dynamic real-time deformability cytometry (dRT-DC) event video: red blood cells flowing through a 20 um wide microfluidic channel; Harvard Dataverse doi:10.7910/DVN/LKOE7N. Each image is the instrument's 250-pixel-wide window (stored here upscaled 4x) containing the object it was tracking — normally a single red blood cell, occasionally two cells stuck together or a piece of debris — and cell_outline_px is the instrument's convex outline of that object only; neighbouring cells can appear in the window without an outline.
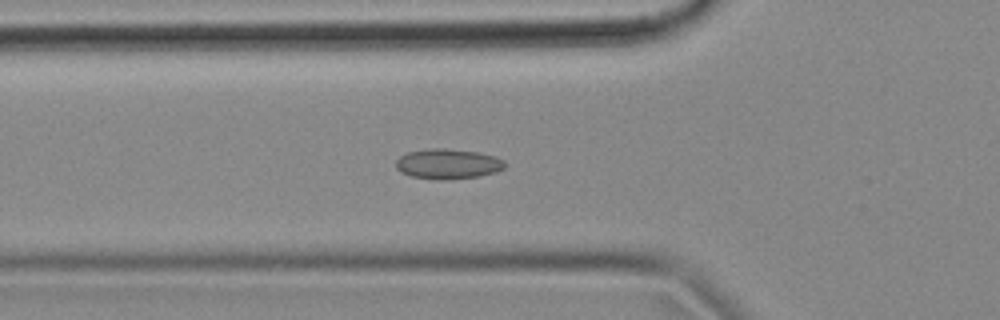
{"species": "common noctule bat (a hibernating species)", "species_latin": "Nyctalus noctula", "temperature_condition": "cold", "stored_images_in_passage": 45, "camera_frame_rate_fps": 3000, "um_per_image_px": 0.085, "animal": {"sex": "female", "body_mass_g": 18.4}, "frame": {"image": 1, "passage_image": 17, "time_ms": 5.333, "image_size_px": [1000, 320], "cell_outline_px": [[504, 168], [496, 172], [480, 176], [444, 180], [436, 180], [412, 176], [400, 172], [396, 168], [396, 160], [400, 156], [408, 152], [428, 148], [444, 148], [476, 152], [496, 156], [504, 160]], "centroid_in_image_um": [38.06, 13.93], "position_along_channel_um": 87.7, "area_um2": 19.19}}
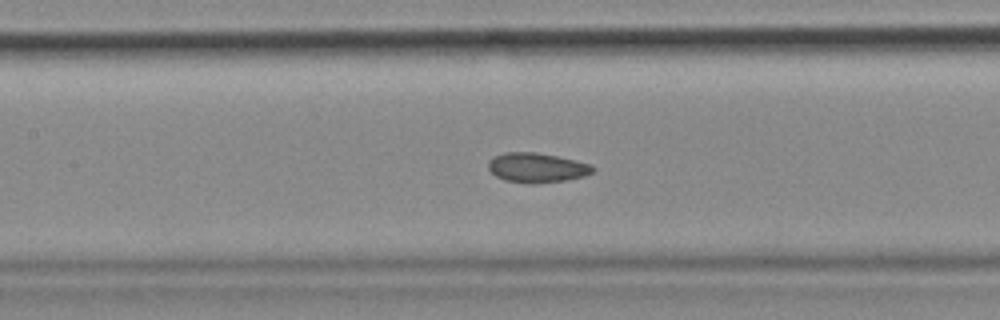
{"frame": {"image": 2, "passage_image": 23, "time_ms": 7.333, "image_size_px": [1000, 320], "cell_outline_px": [[596, 168], [592, 172], [584, 176], [568, 180], [532, 184], [528, 184], [504, 180], [496, 176], [488, 168], [488, 160], [504, 152], [536, 152], [556, 156], [592, 164]], "centroid_in_image_um": [45.64, 14.26], "position_along_channel_um": 161.8, "area_um2": 18.15}}
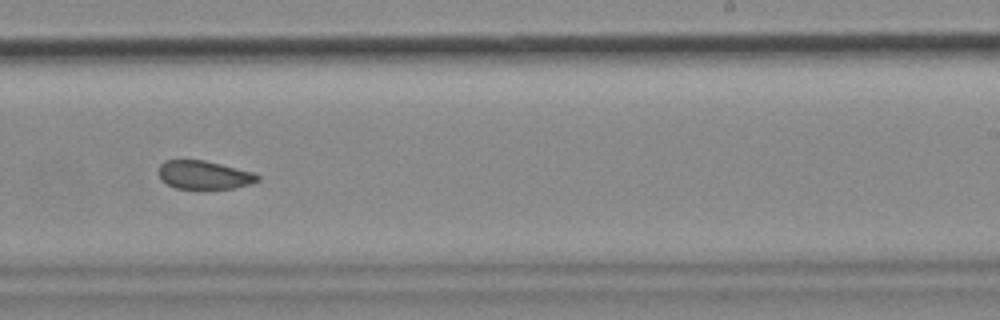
{"frame": {"image": 3, "passage_image": 32, "time_ms": 10.333, "image_size_px": [1000, 320], "cell_outline_px": [[260, 180], [252, 184], [232, 188], [176, 188], [160, 180], [156, 172], [160, 164], [164, 160], [204, 160], [252, 172], [260, 176]], "centroid_in_image_um": [17.3, 14.86], "position_along_channel_um": 271.7, "area_um2": 16.42}, "authors_computed_cell_mechanics": {"area_um2": 17.9758, "velocity_mm_per_s": 3.6862, "shape_relaxation_time_tau1_ms": null, "shape_relaxation_time_tau2_ms": 4.1199, "deformation_change_tau1": null, "deformation_change_tau2": 0.0829}}